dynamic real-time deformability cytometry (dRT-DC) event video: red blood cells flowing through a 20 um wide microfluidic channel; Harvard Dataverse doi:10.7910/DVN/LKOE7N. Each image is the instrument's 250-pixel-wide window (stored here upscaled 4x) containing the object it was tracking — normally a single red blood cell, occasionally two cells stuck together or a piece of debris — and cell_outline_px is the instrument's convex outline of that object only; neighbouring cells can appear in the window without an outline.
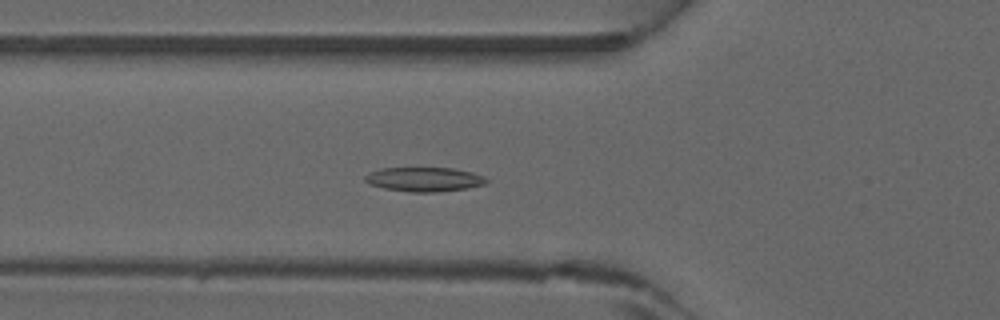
{"species": "common noctule bat (a hibernating species)", "species_latin": "Nyctalus noctula", "temperature_condition": "warm", "stored_images_in_passage": 43, "camera_frame_rate_fps": 3000, "um_per_image_px": 0.085, "animal": {"sex": "male", "forearm_length_mm": 52.5}, "frame": {"image": 1, "passage_image": 14, "time_ms": 4.333, "image_size_px": [1000, 320], "cell_outline_px": [[488, 180], [484, 184], [468, 188], [440, 192], [412, 192], [384, 188], [368, 184], [364, 180], [364, 176], [380, 168], [452, 168], [472, 172], [484, 176]], "centroid_in_image_um": [36.06, 15.25], "position_along_channel_um": 89.7, "area_um2": 17.17}}
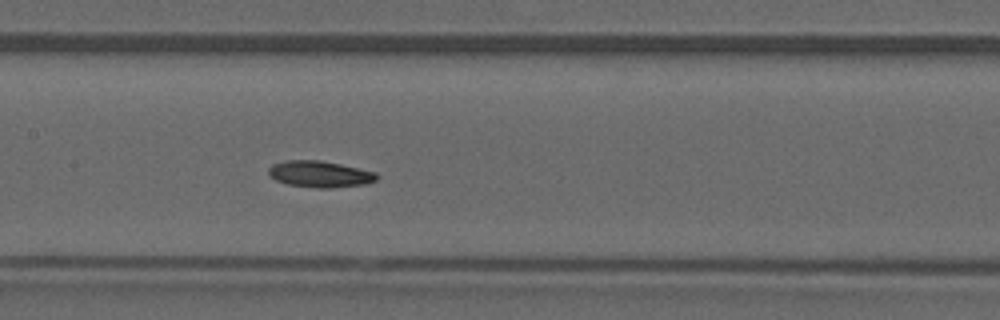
{"frame": {"image": 2, "passage_image": 20, "time_ms": 6.333, "image_size_px": [1000, 320], "cell_outline_px": [[380, 176], [376, 180], [364, 184], [328, 188], [316, 188], [288, 184], [276, 180], [268, 176], [268, 168], [272, 164], [288, 160], [320, 160], [340, 164], [376, 172]], "centroid_in_image_um": [27.17, 14.79], "position_along_channel_um": 180.2, "area_um2": 16.65}}
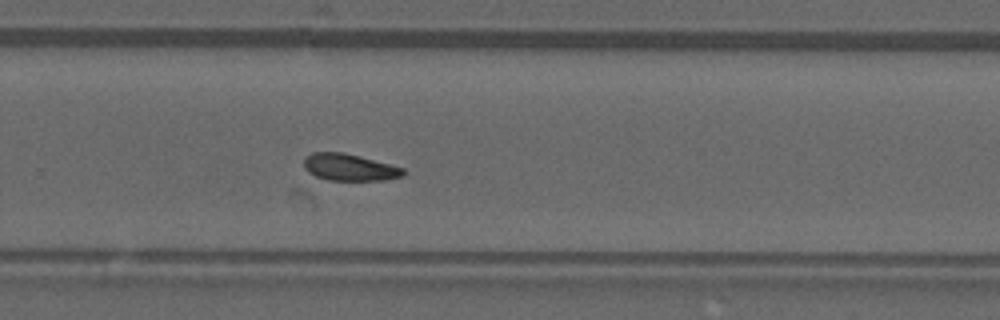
{"frame": {"image": 3, "passage_image": 28, "time_ms": 9.0, "image_size_px": [1000, 320], "cell_outline_px": [[404, 176], [384, 180], [328, 180], [316, 176], [308, 172], [304, 168], [304, 156], [312, 152], [344, 152], [360, 156], [404, 168]], "centroid_in_image_um": [29.68, 14.21], "position_along_channel_um": 300.1, "area_um2": 15.61}}